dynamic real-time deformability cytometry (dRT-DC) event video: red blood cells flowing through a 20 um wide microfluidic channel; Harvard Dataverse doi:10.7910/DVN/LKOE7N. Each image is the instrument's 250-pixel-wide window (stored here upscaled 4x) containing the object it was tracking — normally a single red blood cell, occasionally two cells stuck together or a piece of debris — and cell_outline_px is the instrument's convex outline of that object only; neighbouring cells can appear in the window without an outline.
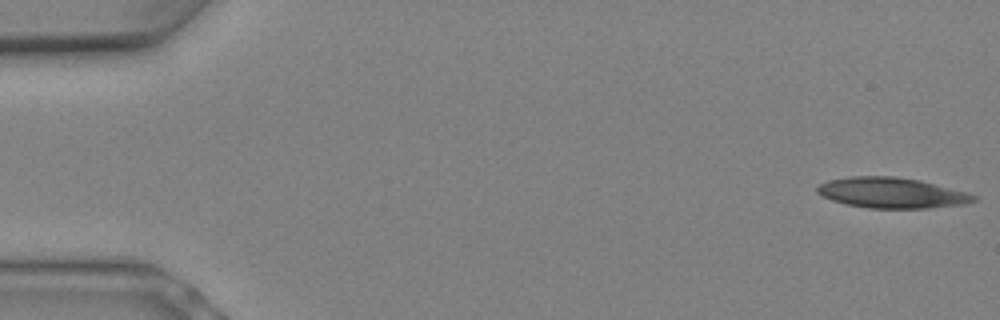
{"species": "Egyptian fruit bat (a non-hibernating species)", "species_latin": "Rousettus aegyptiacus", "temperature_condition": "warm", "stored_images_in_passage": 7, "camera_frame_rate_fps": 3000, "um_per_image_px": 0.085, "animal": {"sex": "female"}, "frame": {"image": 1, "passage_image": 1, "time_ms": 0.0, "image_size_px": [1000, 320], "cell_outline_px": [[976, 200], [964, 204], [928, 208], [868, 208], [848, 204], [832, 200], [816, 192], [816, 188], [820, 184], [828, 180], [848, 176], [896, 176], [920, 180], [964, 192], [976, 196]], "centroid_in_image_um": [75.75, 16.38], "position_along_channel_um": 9.2, "area_um2": 27.57}}
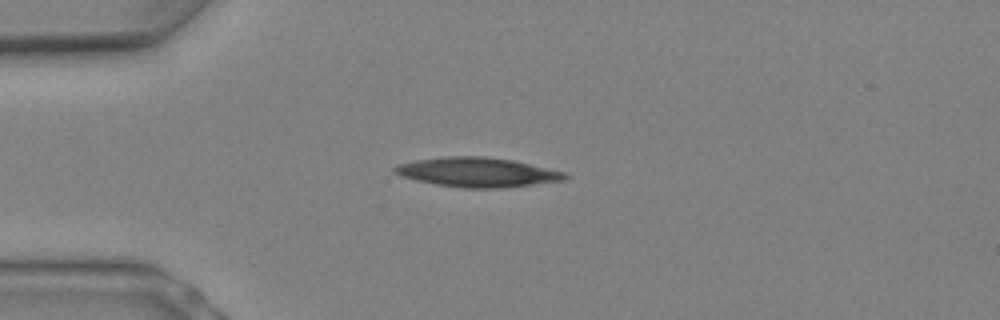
{"frame": {"image": 2, "passage_image": 6, "time_ms": 1.667, "image_size_px": [1000, 320], "cell_outline_px": [[568, 176], [564, 180], [504, 188], [464, 188], [436, 184], [416, 180], [400, 176], [392, 172], [392, 168], [396, 164], [416, 160], [444, 156], [484, 156], [512, 160], [564, 172]], "centroid_in_image_um": [40.5, 14.64], "position_along_channel_um": 44.5, "area_um2": 29.19}}